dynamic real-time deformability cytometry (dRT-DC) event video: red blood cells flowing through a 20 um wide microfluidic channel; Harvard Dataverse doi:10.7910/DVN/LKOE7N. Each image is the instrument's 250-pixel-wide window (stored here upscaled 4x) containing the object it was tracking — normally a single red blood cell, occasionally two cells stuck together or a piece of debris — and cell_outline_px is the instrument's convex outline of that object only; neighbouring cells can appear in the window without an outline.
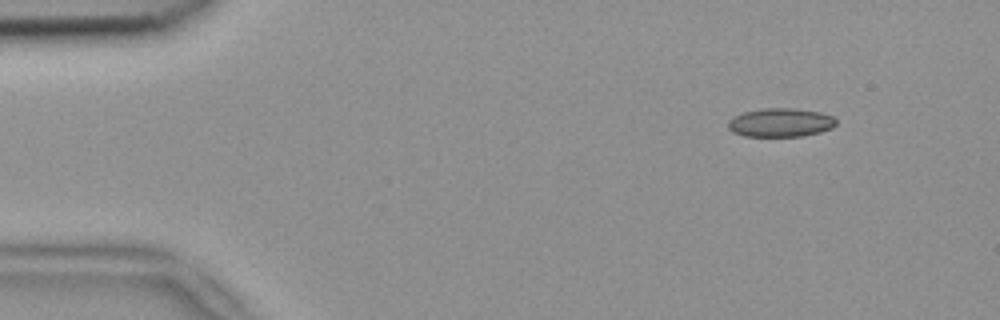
{"species": "common noctule bat (a hibernating species)", "species_latin": "Nyctalus noctula", "temperature_condition": "room temperature", "stored_images_in_passage": 5, "camera_frame_rate_fps": 3000, "um_per_image_px": 0.085, "animal": {"sex": "female", "body_mass_g": 18.4}, "frame": {"image": 1, "passage_image": 1, "time_ms": 0.0, "image_size_px": [1000, 320], "cell_outline_px": [[836, 124], [832, 128], [820, 132], [804, 136], [744, 136], [732, 132], [728, 128], [728, 120], [744, 112], [764, 108], [796, 108], [820, 112], [832, 116], [836, 120]], "centroid_in_image_um": [66.35, 10.42], "position_along_channel_um": 18.6, "area_um2": 18.09}}